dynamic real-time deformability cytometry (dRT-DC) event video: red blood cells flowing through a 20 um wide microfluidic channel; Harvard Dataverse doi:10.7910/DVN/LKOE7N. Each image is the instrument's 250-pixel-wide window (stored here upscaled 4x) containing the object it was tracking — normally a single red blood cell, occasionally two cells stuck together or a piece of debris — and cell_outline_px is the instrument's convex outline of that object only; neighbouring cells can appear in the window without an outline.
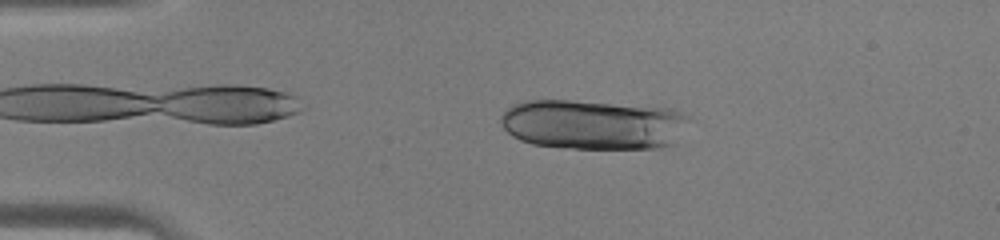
{"species": "human", "species_latin": "Homo sapiens", "temperature_condition": "warm", "stored_images_in_passage": 44, "segment_of_instrument_passage": [1, 2], "camera_frame_rate_fps": 3000, "um_per_image_px": 0.085, "donor": {"sex": "male"}, "frame": {"image": 1, "passage_image": 9, "time_ms": 2.667, "image_size_px": [1000, 240], "cell_outline_px": [[696, 120], [672, 144], [660, 148], [560, 148], [532, 144], [520, 140], [512, 136], [500, 124], [500, 116], [512, 104], [520, 100], [568, 100], [676, 108]], "centroid_in_image_um": [50.48, 10.57], "position_along_channel_um": 34.5, "area_um2": 55.83}}